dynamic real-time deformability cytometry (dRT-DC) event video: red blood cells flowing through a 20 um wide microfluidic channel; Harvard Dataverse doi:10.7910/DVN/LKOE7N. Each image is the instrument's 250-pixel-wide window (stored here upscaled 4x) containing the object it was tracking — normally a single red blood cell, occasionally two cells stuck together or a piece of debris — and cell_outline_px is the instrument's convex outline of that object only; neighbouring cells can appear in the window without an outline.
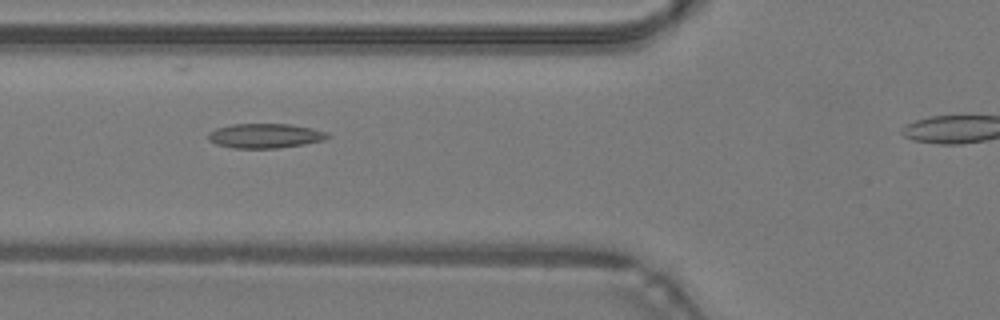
{"species": "common noctule bat (a hibernating species)", "species_latin": "Nyctalus noctula", "temperature_condition": "warm", "stored_images_in_passage": 27, "camera_frame_rate_fps": 3000, "um_per_image_px": 0.085, "animal": {"sex": "male", "body_mass_g": 19.2, "forearm_length_mm": 51.8}, "frame": {"image": 1, "passage_image": 3, "time_ms": 0.667, "image_size_px": [1000, 320], "cell_outline_px": [[328, 136], [324, 140], [304, 144], [276, 148], [232, 148], [216, 144], [208, 140], [208, 132], [216, 128], [232, 124], [292, 124], [312, 128], [328, 132]], "centroid_in_image_um": [22.51, 11.54], "position_along_channel_um": 103.3, "area_um2": 17.11}}
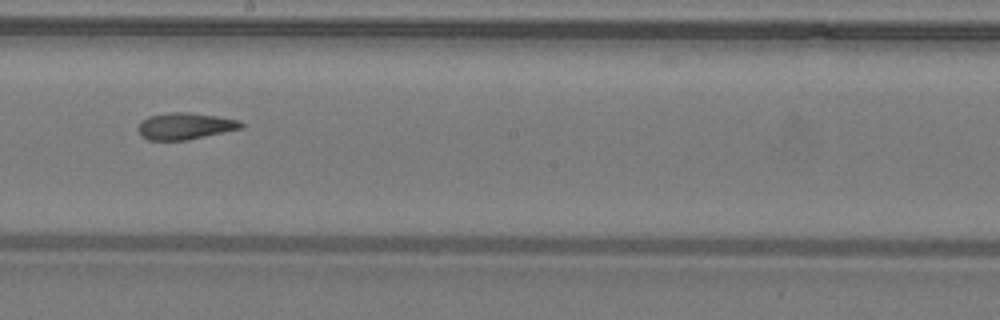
{"frame": {"image": 2, "passage_image": 12, "time_ms": 3.667, "image_size_px": [1000, 320], "cell_outline_px": [[244, 128], [188, 140], [148, 140], [140, 136], [136, 128], [148, 116], [168, 112], [188, 112], [216, 116], [240, 120], [244, 124]], "centroid_in_image_um": [15.74, 10.72], "position_along_channel_um": 232.5, "area_um2": 16.18}}
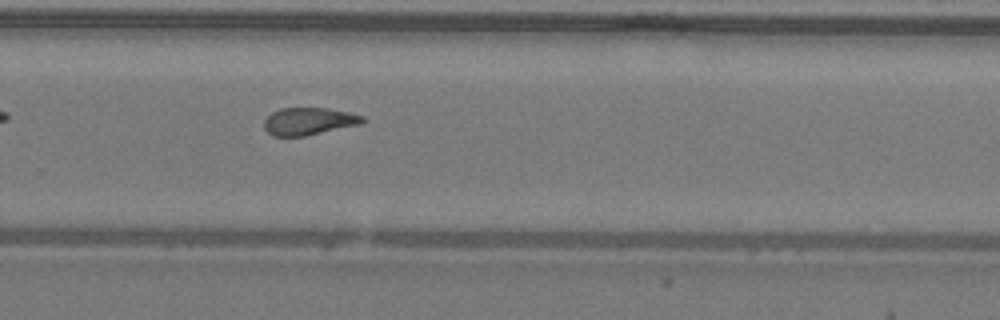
{"frame": {"image": 3, "passage_image": 17, "time_ms": 5.333, "image_size_px": [1000, 320], "cell_outline_px": [[368, 120], [360, 124], [304, 136], [272, 136], [264, 128], [264, 120], [272, 112], [280, 108], [328, 108], [348, 112], [364, 116]], "centroid_in_image_um": [26.25, 10.3], "position_along_channel_um": 303.5, "area_um2": 15.72}}